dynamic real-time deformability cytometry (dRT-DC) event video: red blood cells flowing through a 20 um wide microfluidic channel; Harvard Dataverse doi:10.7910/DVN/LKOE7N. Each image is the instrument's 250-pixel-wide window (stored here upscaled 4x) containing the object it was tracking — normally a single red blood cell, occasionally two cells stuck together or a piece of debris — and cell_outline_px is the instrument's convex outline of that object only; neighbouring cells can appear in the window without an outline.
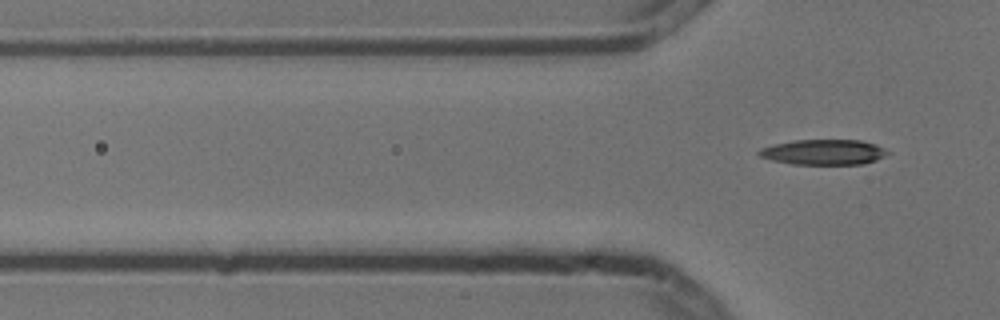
{"species": "common noctule bat (a hibernating species)", "species_latin": "Nyctalus noctula", "temperature_condition": "cold", "stored_images_in_passage": 6, "segment_of_instrument_passage": [2, 2], "camera_frame_rate_fps": 3000, "um_per_image_px": 0.085, "animal": {"sex": "male", "body_mass_g": 13.3}, "frame": {"image": 1, "passage_image": 6, "time_ms": 1.667, "image_size_px": [1000, 320], "cell_outline_px": [[892, 152], [876, 160], [864, 164], [792, 164], [772, 160], [760, 156], [756, 152], [760, 148], [772, 144], [796, 140], [860, 140], [876, 144]], "centroid_in_image_um": [70.02, 12.93], "position_along_channel_um": 55.8, "area_um2": 19.07}}